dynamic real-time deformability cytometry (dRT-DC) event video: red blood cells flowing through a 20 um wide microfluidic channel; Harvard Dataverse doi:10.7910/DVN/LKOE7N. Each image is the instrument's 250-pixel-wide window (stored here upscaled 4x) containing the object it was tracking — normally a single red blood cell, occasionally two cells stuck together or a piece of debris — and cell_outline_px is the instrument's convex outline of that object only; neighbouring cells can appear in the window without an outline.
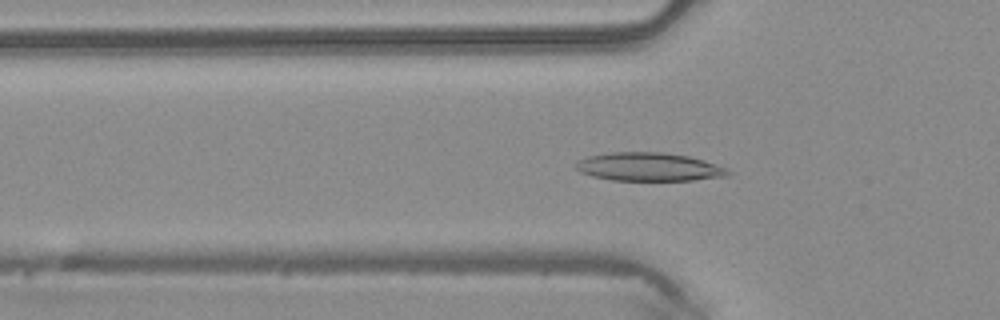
{"species": "common noctule bat (a hibernating species)", "species_latin": "Nyctalus noctula", "temperature_condition": "warm", "stored_images_in_passage": 49, "camera_frame_rate_fps": 3000, "um_per_image_px": 0.085, "animal": {"sex": "male", "body_mass_g": 20.4}, "frame": {"image": 1, "passage_image": 16, "time_ms": 5.0, "image_size_px": [1000, 320], "cell_outline_px": [[732, 172], [728, 176], [692, 180], [612, 180], [592, 176], [580, 172], [576, 168], [576, 164], [580, 160], [588, 156], [612, 152], [664, 152], [688, 156], [704, 160], [728, 168]], "centroid_in_image_um": [55.2, 14.18], "position_along_channel_um": 70.6, "area_um2": 25.14}}
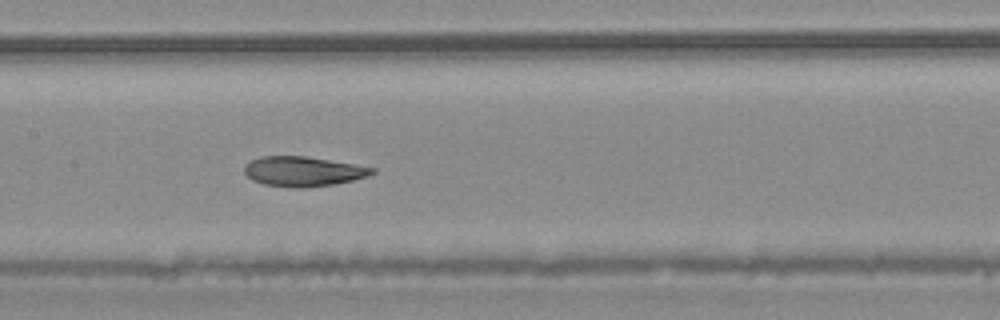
{"frame": {"image": 2, "passage_image": 24, "time_ms": 7.667, "image_size_px": [1000, 320], "cell_outline_px": [[376, 172], [368, 176], [352, 180], [332, 184], [304, 188], [292, 188], [264, 184], [252, 180], [244, 172], [244, 168], [252, 160], [260, 156], [304, 156], [376, 168]], "centroid_in_image_um": [25.76, 14.57], "position_along_channel_um": 181.6, "area_um2": 21.96}}
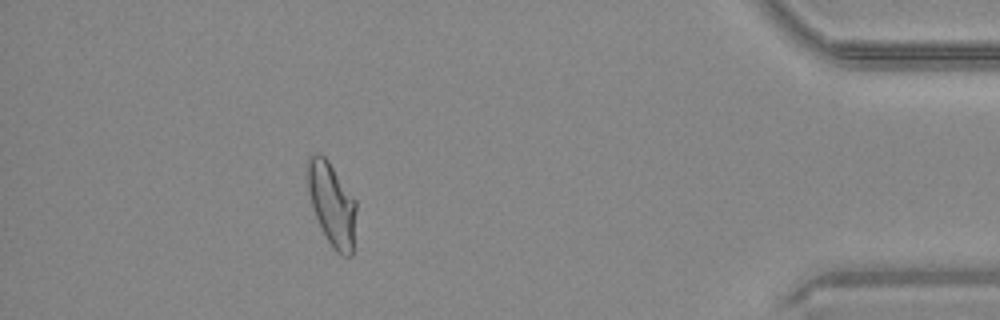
{"frame": {"image": 3, "passage_image": 44, "time_ms": 14.333, "image_size_px": [1000, 320], "cell_outline_px": [[356, 248], [352, 256], [344, 256], [336, 252], [332, 248], [312, 208], [308, 192], [308, 156], [316, 152], [320, 152], [328, 160], [356, 200]], "centroid_in_image_um": [28.26, 17.4], "position_along_channel_um": 406.9, "area_um2": 23.99}, "authors_computed_cell_mechanics": {"area_um2": 23.6402, "velocity_mm_per_s": 4.1296, "shape_relaxation_time_tau1_ms": 7.9291, "shape_relaxation_time_tau2_ms": 2.09, "deformation_change_tau1": 0.2008, "deformation_change_tau2": 0.0721}}